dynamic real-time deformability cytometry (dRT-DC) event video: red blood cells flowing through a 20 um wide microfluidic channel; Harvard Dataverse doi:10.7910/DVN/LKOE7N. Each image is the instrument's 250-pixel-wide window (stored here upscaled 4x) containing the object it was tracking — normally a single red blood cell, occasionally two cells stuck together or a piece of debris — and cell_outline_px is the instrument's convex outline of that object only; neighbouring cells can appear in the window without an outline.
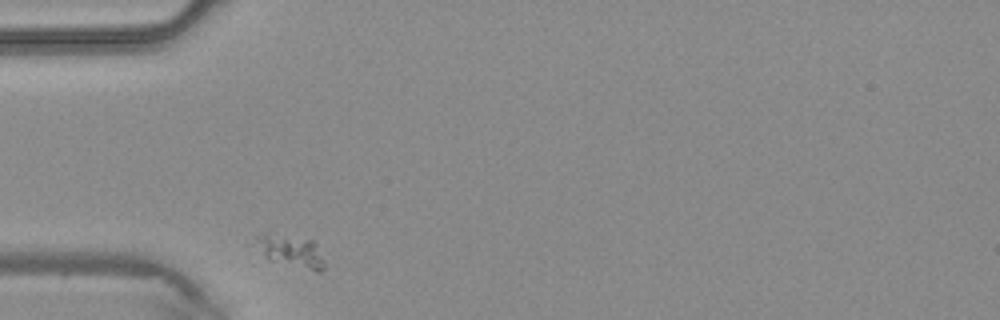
{"species": "common noctule bat (a hibernating species)", "species_latin": "Nyctalus noctula", "temperature_condition": "warm", "stored_images_in_passage": 25, "camera_frame_rate_fps": 3000, "um_per_image_px": 0.085, "animal": {"sex": "male", "body_mass_g": 20.4}, "frame": {"image": 1, "passage_image": 1, "time_ms": 0.0, "image_size_px": [1000, 320], "cell_outline_px": [[324, 268], [320, 272], [316, 272], [268, 260], [264, 256], [256, 240], [256, 236], [268, 228], [312, 240], [316, 244], [324, 260]], "centroid_in_image_um": [24.69, 21.26], "position_along_channel_um": 60.3, "area_um2": 13.64}}
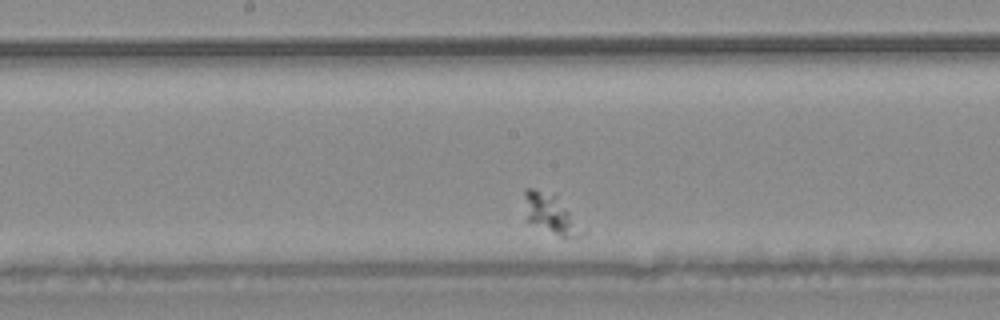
{"frame": {"image": 2, "passage_image": 12, "time_ms": 3.667, "image_size_px": [1000, 320], "cell_outline_px": [[588, 232], [580, 236], [564, 240], [528, 220], [524, 196], [524, 188], [532, 188], [556, 196], [588, 228]], "centroid_in_image_um": [46.96, 18.26], "position_along_channel_um": 201.2, "area_um2": 13.7}}
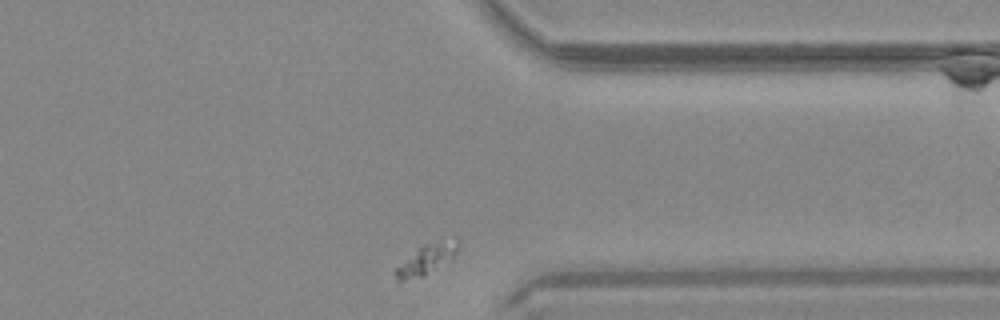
{"frame": {"image": 3, "passage_image": 25, "time_ms": 8.0, "image_size_px": [1000, 320], "cell_outline_px": [[460, 244], [452, 260], [424, 276], [404, 280], [396, 280], [396, 268], [424, 244], [456, 240]], "centroid_in_image_um": [36.3, 22.08], "position_along_channel_um": 375.1, "area_um2": 10.4}}